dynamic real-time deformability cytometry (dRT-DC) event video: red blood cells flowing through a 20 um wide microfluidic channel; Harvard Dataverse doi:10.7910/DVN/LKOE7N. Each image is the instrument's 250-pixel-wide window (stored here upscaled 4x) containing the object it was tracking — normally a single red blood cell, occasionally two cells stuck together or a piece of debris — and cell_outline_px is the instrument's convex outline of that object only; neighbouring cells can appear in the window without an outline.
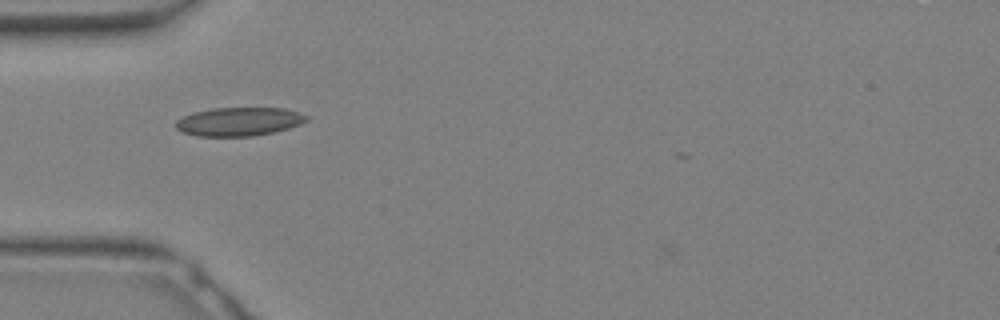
{"species": "Egyptian fruit bat (a non-hibernating species)", "species_latin": "Rousettus aegyptiacus", "temperature_condition": "warm", "stored_images_in_passage": 14, "camera_frame_rate_fps": 3000, "um_per_image_px": 0.085, "animal": {"sex": "female"}, "frame": {"image": 1, "passage_image": 3, "time_ms": 0.667, "image_size_px": [1000, 320], "cell_outline_px": [[308, 120], [300, 124], [288, 128], [272, 132], [252, 136], [196, 136], [184, 132], [176, 128], [176, 120], [184, 116], [196, 112], [212, 108], [284, 108], [300, 112], [308, 116]], "centroid_in_image_um": [20.34, 10.33], "position_along_channel_um": 64.7, "area_um2": 21.62}}
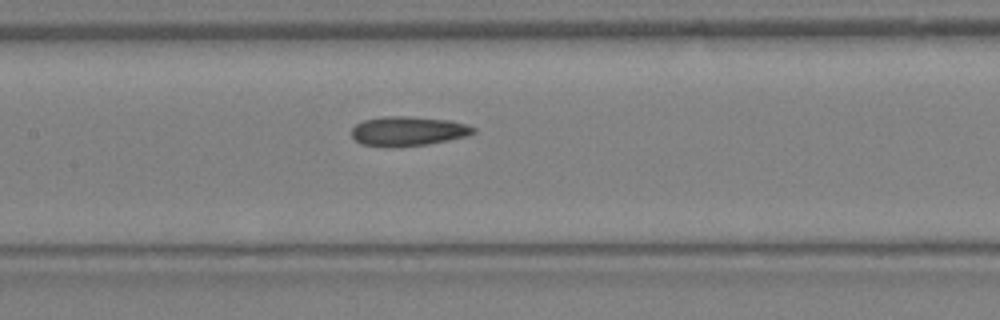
{"frame": {"image": 2, "passage_image": 8, "time_ms": 2.333, "image_size_px": [1000, 320], "cell_outline_px": [[476, 132], [468, 136], [428, 144], [364, 144], [356, 140], [352, 136], [352, 128], [356, 124], [364, 120], [384, 116], [404, 116], [448, 120], [468, 124], [476, 128]], "centroid_in_image_um": [34.77, 11.1], "position_along_channel_um": 172.6, "area_um2": 20.06}}
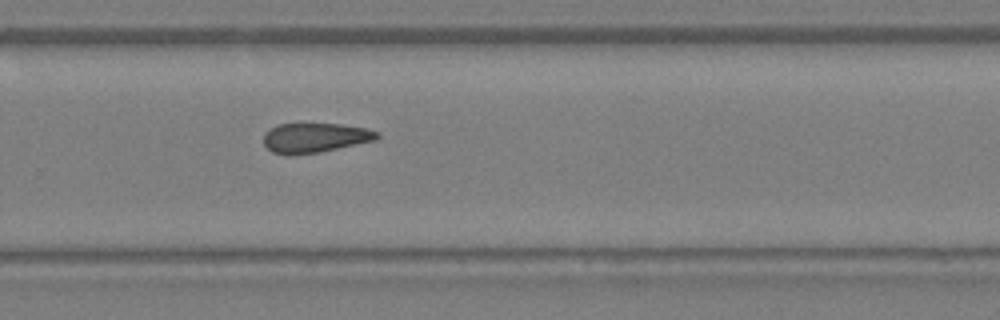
{"frame": {"image": 3, "passage_image": 14, "time_ms": 4.333, "image_size_px": [1000, 320], "cell_outline_px": [[380, 136], [376, 140], [320, 152], [272, 152], [264, 144], [264, 132], [280, 124], [340, 124], [364, 128], [380, 132]], "centroid_in_image_um": [26.84, 11.67], "position_along_channel_um": 303.0, "area_um2": 18.9}}